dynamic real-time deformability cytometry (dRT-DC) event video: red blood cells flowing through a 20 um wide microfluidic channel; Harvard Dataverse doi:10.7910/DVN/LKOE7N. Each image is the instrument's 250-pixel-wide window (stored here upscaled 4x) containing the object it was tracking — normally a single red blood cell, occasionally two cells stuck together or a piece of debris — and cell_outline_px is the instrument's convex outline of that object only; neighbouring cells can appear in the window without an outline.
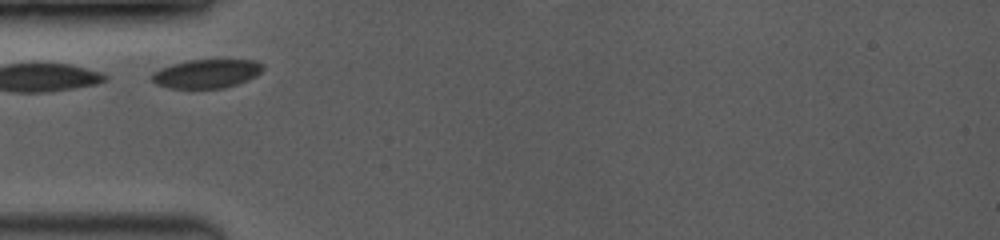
{"species": "common noctule bat (a hibernating species)", "species_latin": "Nyctalus noctula", "temperature_condition": "room temperature", "stored_images_in_passage": 14, "camera_frame_rate_fps": 3500, "um_per_image_px": 0.085, "animal": {"sex": "female", "body_mass_g": 19.0, "forearm_length_mm": 53.3}, "frame": {"image": 1, "passage_image": 1, "time_ms": 0.0, "image_size_px": [1000, 240], "cell_outline_px": [[264, 68], [256, 76], [236, 84], [224, 88], [168, 88], [156, 84], [152, 80], [152, 72], [160, 68], [172, 64], [188, 60], [256, 60]], "centroid_in_image_um": [17.53, 6.26], "position_along_channel_um": 67.5, "area_um2": 18.5}}
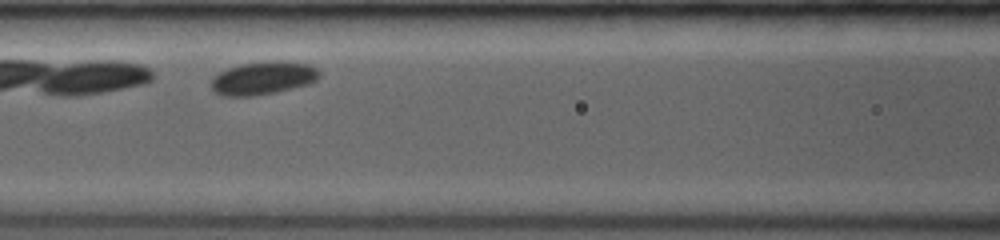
{"frame": {"image": 2, "passage_image": 7, "time_ms": 2.0, "image_size_px": [1000, 240], "cell_outline_px": [[320, 76], [316, 80], [308, 84], [276, 92], [252, 96], [220, 96], [212, 88], [212, 76], [228, 68], [240, 64], [276, 60], [308, 64], [316, 68], [320, 72]], "centroid_in_image_um": [22.35, 6.64], "position_along_channel_um": 144.2, "area_um2": 20.81}}
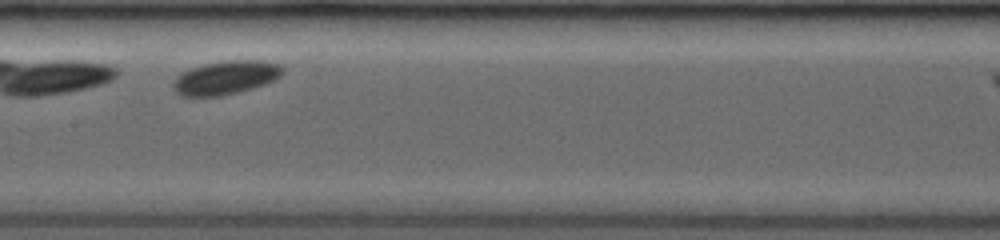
{"frame": {"image": 3, "passage_image": 10, "time_ms": 3.143, "image_size_px": [1000, 240], "cell_outline_px": [[284, 72], [276, 80], [252, 88], [220, 96], [180, 96], [172, 88], [172, 84], [184, 72], [192, 68], [204, 64], [220, 60], [264, 60], [280, 64], [284, 68]], "centroid_in_image_um": [19.24, 6.58], "position_along_channel_um": 188.2, "area_um2": 21.44}}